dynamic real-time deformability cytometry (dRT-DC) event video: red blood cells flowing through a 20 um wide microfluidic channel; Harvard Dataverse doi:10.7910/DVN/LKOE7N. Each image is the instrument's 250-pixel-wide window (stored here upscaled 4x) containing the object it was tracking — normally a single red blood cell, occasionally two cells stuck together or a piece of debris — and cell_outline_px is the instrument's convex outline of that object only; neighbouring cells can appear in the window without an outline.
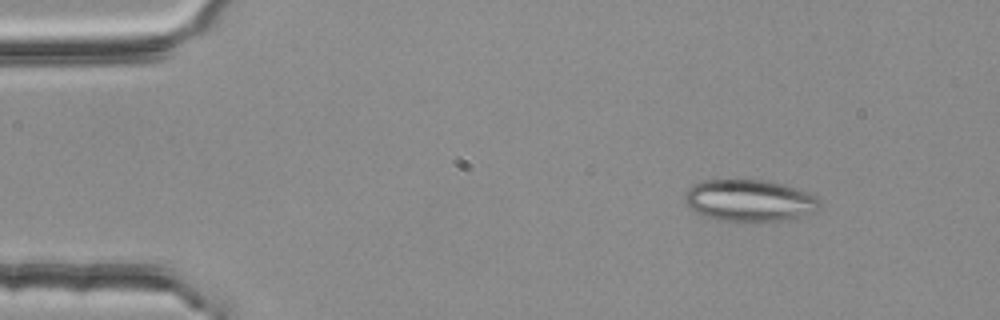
{"species": "common noctule bat (a hibernating species)", "species_latin": "Nyctalus noctula", "temperature_condition": "room temperature", "stored_images_in_passage": 48, "camera_frame_rate_fps": 3000, "um_per_image_px": 0.085, "animal": {"sex": "female", "body_mass_g": 25.1}, "frame": {"image": 1, "passage_image": 1, "time_ms": 0.0, "image_size_px": [1000, 320], "cell_outline_px": [[820, 208], [812, 212], [776, 220], [720, 220], [696, 212], [688, 208], [684, 200], [688, 188], [704, 180], [768, 180], [796, 188], [808, 192], [816, 196], [820, 200]], "centroid_in_image_um": [63.68, 17.01], "position_along_channel_um": 21.3, "area_um2": 32.08}}
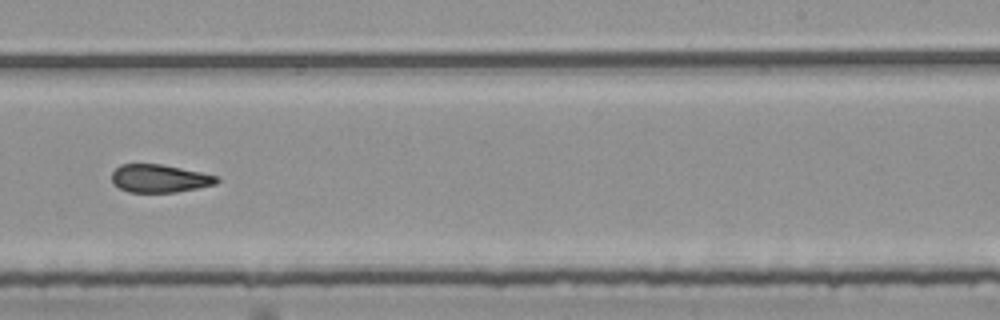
{"frame": {"image": 2, "passage_image": 28, "time_ms": 9.0, "image_size_px": [1000, 320], "cell_outline_px": [[220, 180], [216, 184], [176, 192], [128, 192], [120, 188], [112, 180], [112, 172], [120, 164], [160, 164], [220, 176]], "centroid_in_image_um": [13.58, 15.17], "position_along_channel_um": 275.4, "area_um2": 16.99}}
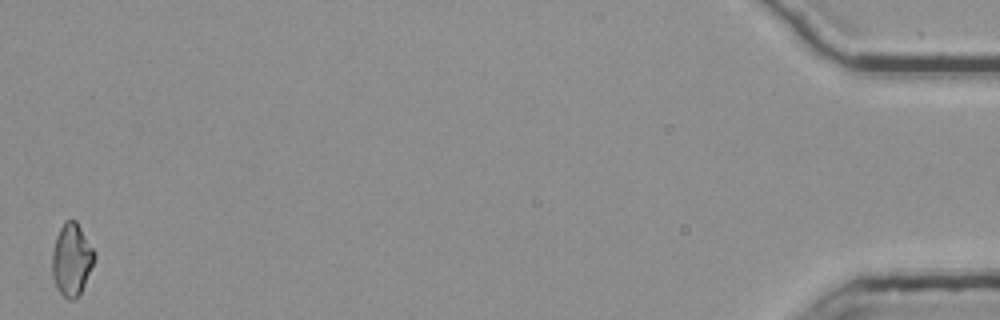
{"frame": {"image": 3, "passage_image": 48, "time_ms": 15.667, "image_size_px": [1000, 320], "cell_outline_px": [[96, 256], [84, 284], [80, 292], [72, 300], [68, 300], [60, 292], [52, 276], [52, 252], [56, 236], [64, 220], [76, 220], [96, 252]], "centroid_in_image_um": [6.09, 22.02], "position_along_channel_um": 429.1, "area_um2": 17.63}, "authors_computed_cell_mechanics": {"area_um2": 17.9469, "velocity_mm_per_s": 3.7683, "shape_relaxation_time_tau1_ms": null, "shape_relaxation_time_tau2_ms": 4.8511, "deformation_change_tau1": null, "deformation_change_tau2": 0.132}}